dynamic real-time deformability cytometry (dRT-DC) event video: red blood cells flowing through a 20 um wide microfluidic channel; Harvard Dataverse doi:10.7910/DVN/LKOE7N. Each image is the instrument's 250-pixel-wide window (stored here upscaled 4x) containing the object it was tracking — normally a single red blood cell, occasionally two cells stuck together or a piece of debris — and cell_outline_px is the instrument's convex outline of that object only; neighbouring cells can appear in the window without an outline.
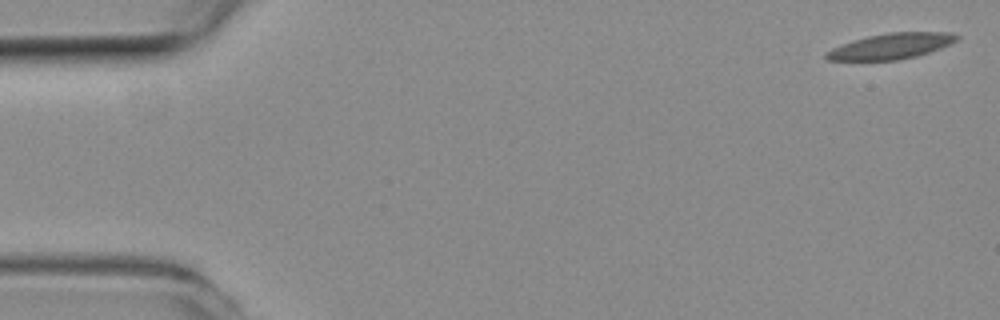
{"species": "common noctule bat (a hibernating species)", "species_latin": "Nyctalus noctula", "temperature_condition": "room temperature", "stored_images_in_passage": 11, "camera_frame_rate_fps": 3000, "um_per_image_px": 0.085, "animal": {"sex": "female", "body_mass_g": 19.3, "forearm_length_mm": 54.1}, "frame": {"image": 1, "passage_image": 1, "time_ms": 0.0, "image_size_px": [1000, 320], "cell_outline_px": [[960, 36], [956, 40], [940, 48], [916, 56], [896, 60], [828, 60], [824, 56], [824, 52], [832, 48], [852, 40], [868, 36], [888, 32], [952, 32]], "centroid_in_image_um": [75.71, 3.91], "position_along_channel_um": 9.3, "area_um2": 19.42}}